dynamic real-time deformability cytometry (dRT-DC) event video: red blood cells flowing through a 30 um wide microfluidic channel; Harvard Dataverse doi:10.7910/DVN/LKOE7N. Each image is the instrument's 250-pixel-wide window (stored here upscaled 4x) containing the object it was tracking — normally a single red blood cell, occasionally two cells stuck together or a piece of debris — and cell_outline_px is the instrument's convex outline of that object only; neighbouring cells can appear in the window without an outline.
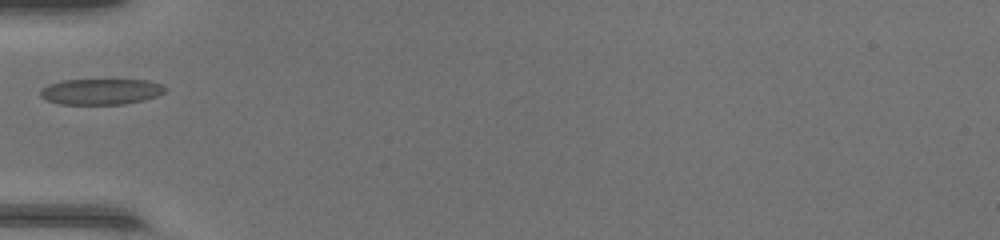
{"species": "common noctule bat (a hibernating species)", "species_latin": "Nyctalus noctula", "temperature_condition": "warm", "stored_images_in_passage": 21, "camera_frame_rate_fps": 3000, "um_per_image_px": 0.085, "animal": {"sex": "female", "body_mass_g": 17.0, "forearm_length_mm": 48.0}, "frame": {"image": 1, "passage_image": 1, "time_ms": 0.0, "image_size_px": [1000, 240], "cell_outline_px": [[168, 88], [164, 92], [156, 96], [144, 100], [124, 104], [60, 104], [48, 100], [40, 96], [40, 88], [48, 84], [60, 80], [148, 80], [160, 84]], "centroid_in_image_um": [8.56, 7.78], "position_along_channel_um": 76.4, "area_um2": 18.84}}